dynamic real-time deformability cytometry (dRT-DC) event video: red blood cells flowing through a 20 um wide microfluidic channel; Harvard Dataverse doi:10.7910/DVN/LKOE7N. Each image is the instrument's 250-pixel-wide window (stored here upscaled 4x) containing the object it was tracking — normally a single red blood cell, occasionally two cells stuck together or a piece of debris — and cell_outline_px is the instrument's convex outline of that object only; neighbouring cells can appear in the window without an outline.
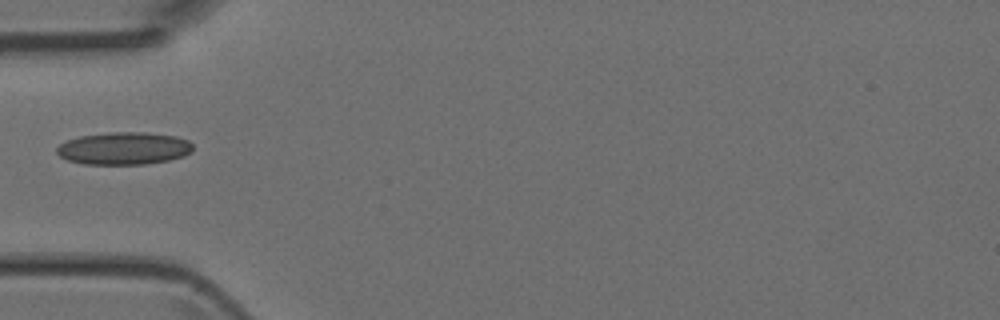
{"species": "Egyptian fruit bat (a non-hibernating species)", "species_latin": "Rousettus aegyptiacus", "temperature_condition": "room temperature", "stored_images_in_passage": 26, "camera_frame_rate_fps": 3000, "um_per_image_px": 0.085, "animal": {"sex": "female"}, "frame": {"image": 1, "passage_image": 1, "time_ms": 0.0, "image_size_px": [1000, 320], "cell_outline_px": [[192, 152], [184, 156], [168, 160], [144, 164], [84, 164], [68, 160], [60, 156], [56, 152], [56, 148], [60, 144], [68, 140], [80, 136], [112, 132], [144, 132], [176, 136], [188, 140], [192, 144]], "centroid_in_image_um": [10.54, 12.61], "position_along_channel_um": 74.5, "area_um2": 25.72}}
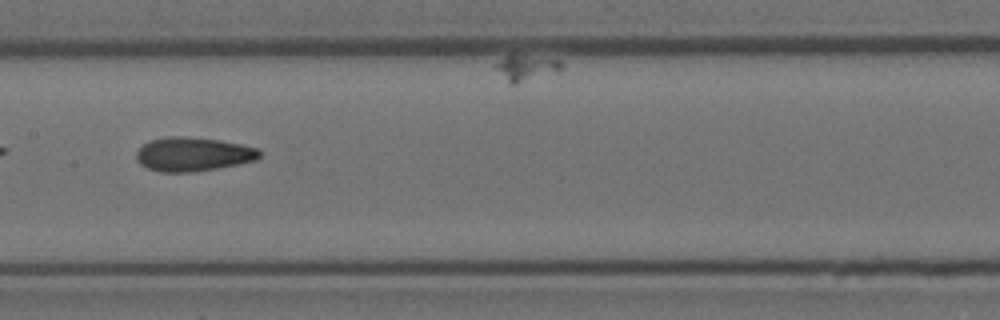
{"frame": {"image": 2, "passage_image": 9, "time_ms": 2.667, "image_size_px": [1000, 320], "cell_outline_px": [[260, 156], [256, 160], [216, 168], [192, 172], [160, 172], [148, 168], [140, 164], [136, 160], [136, 152], [144, 144], [152, 140], [168, 136], [184, 136], [220, 140], [240, 144], [256, 148], [260, 152]], "centroid_in_image_um": [16.38, 13.11], "position_along_channel_um": 191.0, "area_um2": 24.16}}
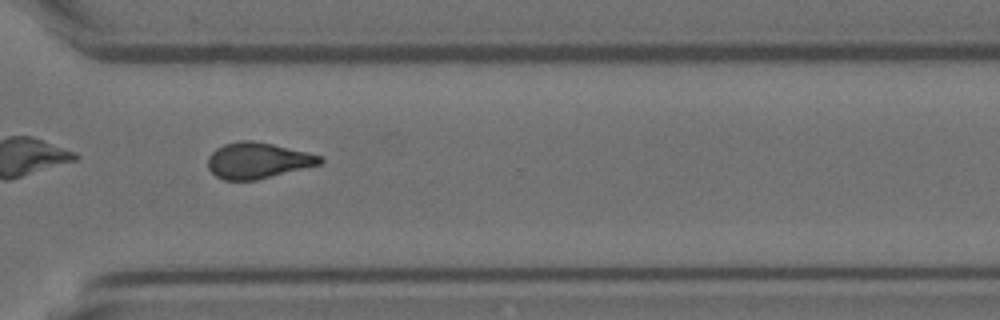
{"frame": {"image": 3, "passage_image": 20, "time_ms": 6.333, "image_size_px": [1000, 320], "cell_outline_px": [[324, 160], [320, 164], [256, 180], [224, 180], [216, 176], [208, 168], [208, 156], [216, 148], [224, 144], [240, 140], [252, 140], [272, 144], [320, 156]], "centroid_in_image_um": [21.85, 13.64], "position_along_channel_um": 348.7, "area_um2": 23.18}}